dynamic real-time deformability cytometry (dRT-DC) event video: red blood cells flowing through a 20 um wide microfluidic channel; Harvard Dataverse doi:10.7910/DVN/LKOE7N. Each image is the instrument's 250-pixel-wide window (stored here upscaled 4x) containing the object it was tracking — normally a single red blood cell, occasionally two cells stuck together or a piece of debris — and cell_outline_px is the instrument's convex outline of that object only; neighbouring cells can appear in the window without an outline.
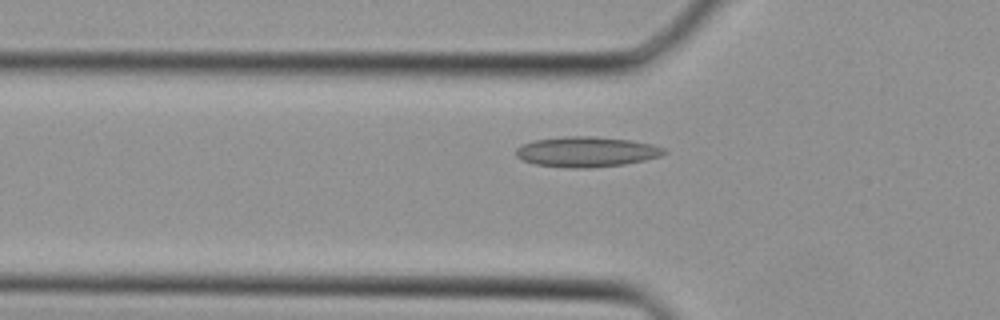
{"species": "Egyptian fruit bat (a non-hibernating species)", "species_latin": "Rousettus aegyptiacus", "temperature_condition": "cold", "stored_images_in_passage": 26, "camera_frame_rate_fps": 3000, "um_per_image_px": 0.085, "animal": {"sex": "female"}, "frame": {"image": 1, "passage_image": 3, "time_ms": 0.667, "image_size_px": [1000, 320], "cell_outline_px": [[668, 152], [660, 156], [644, 160], [624, 164], [588, 168], [572, 168], [536, 164], [524, 160], [516, 156], [516, 148], [520, 144], [532, 140], [564, 136], [596, 136], [632, 140], [652, 144], [664, 148]], "centroid_in_image_um": [49.85, 12.89], "position_along_channel_um": 76.0, "area_um2": 26.24}}
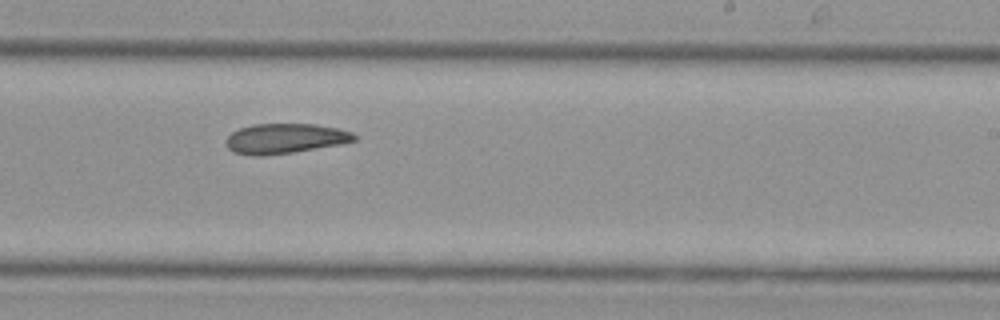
{"frame": {"image": 2, "passage_image": 13, "time_ms": 4.0, "image_size_px": [1000, 320], "cell_outline_px": [[356, 140], [340, 144], [292, 152], [260, 156], [252, 156], [232, 152], [228, 148], [224, 140], [232, 132], [240, 128], [252, 124], [316, 124], [340, 128], [352, 132], [356, 136]], "centroid_in_image_um": [24.2, 11.77], "position_along_channel_um": 264.8, "area_um2": 22.48}}
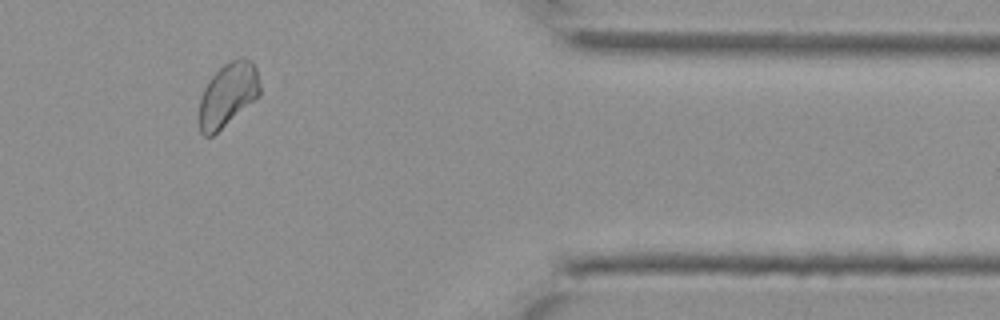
{"frame": {"image": 3, "passage_image": 21, "time_ms": 6.667, "image_size_px": [1000, 320], "cell_outline_px": [[260, 96], [212, 136], [204, 136], [200, 132], [200, 96], [208, 80], [224, 64], [240, 56], [252, 60], [256, 68], [260, 88]], "centroid_in_image_um": [19.38, 8.03], "position_along_channel_um": 392.0, "area_um2": 22.48}}